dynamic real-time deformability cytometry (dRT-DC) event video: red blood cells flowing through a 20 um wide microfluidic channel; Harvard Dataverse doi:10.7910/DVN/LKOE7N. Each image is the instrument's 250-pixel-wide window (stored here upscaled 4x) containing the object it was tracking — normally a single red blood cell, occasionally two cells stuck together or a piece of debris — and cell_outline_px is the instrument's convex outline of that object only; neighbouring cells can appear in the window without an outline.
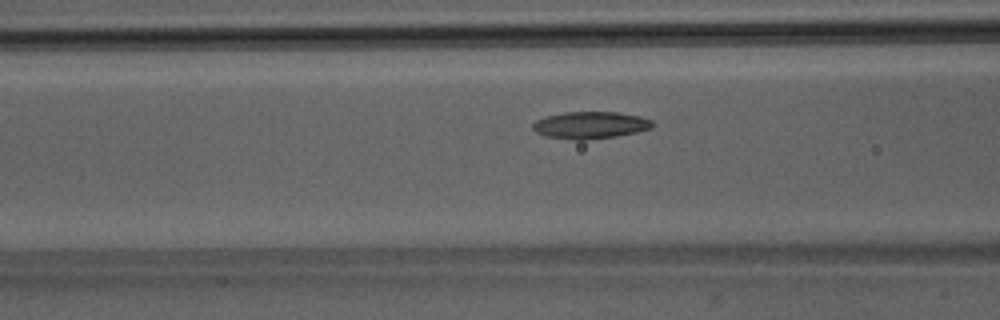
{"species": "Egyptian fruit bat (a non-hibernating species)", "species_latin": "Rousettus aegyptiacus", "temperature_condition": "room temperature", "stored_images_in_passage": 44, "camera_frame_rate_fps": 3000, "um_per_image_px": 0.085, "animal": {"sex": "male"}, "frame": {"image": 1, "passage_image": 13, "time_ms": 4.0, "image_size_px": [1000, 320], "cell_outline_px": [[652, 128], [636, 132], [616, 136], [584, 140], [576, 140], [544, 136], [536, 132], [532, 128], [532, 124], [536, 120], [548, 116], [564, 112], [616, 112], [640, 116], [652, 120]], "centroid_in_image_um": [50.16, 10.63], "position_along_channel_um": 116.4, "area_um2": 18.79}}
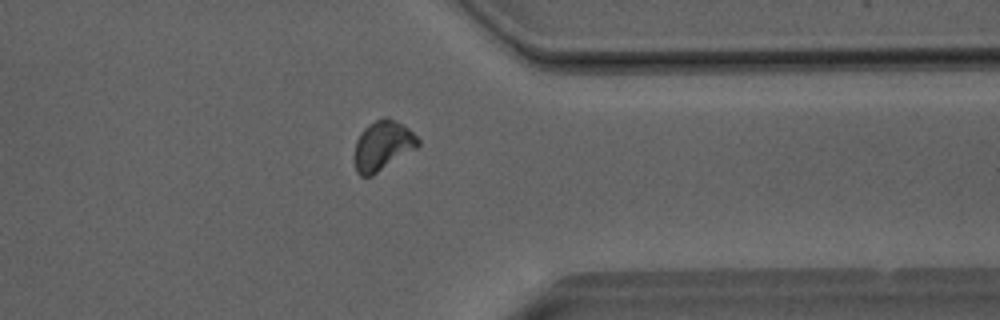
{"frame": {"image": 2, "passage_image": 33, "time_ms": 10.667, "image_size_px": [1000, 320], "cell_outline_px": [[420, 144], [416, 148], [372, 176], [360, 176], [356, 172], [356, 140], [360, 132], [368, 124], [384, 116], [388, 116], [396, 120], [408, 128], [420, 140]], "centroid_in_image_um": [32.54, 12.35], "position_along_channel_um": 378.9, "area_um2": 18.26}}
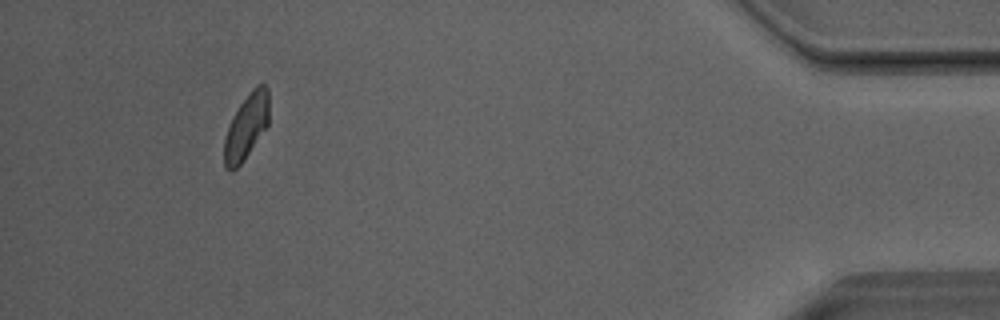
{"frame": {"image": 3, "passage_image": 40, "time_ms": 13.0, "image_size_px": [1000, 320], "cell_outline_px": [[268, 124], [244, 160], [232, 172], [224, 168], [224, 140], [232, 116], [248, 92], [256, 84], [264, 84], [268, 88]], "centroid_in_image_um": [20.92, 10.76], "position_along_channel_um": 414.3, "area_um2": 16.99}, "authors_computed_cell_mechanics": {"area_um2": 17.8891, "velocity_mm_per_s": 4.0248, "shape_relaxation_time_tau1_ms": 7.4361, "shape_relaxation_time_tau2_ms": 8.0439, "deformation_change_tau1": 0.149, "deformation_change_tau2": 0.14}}